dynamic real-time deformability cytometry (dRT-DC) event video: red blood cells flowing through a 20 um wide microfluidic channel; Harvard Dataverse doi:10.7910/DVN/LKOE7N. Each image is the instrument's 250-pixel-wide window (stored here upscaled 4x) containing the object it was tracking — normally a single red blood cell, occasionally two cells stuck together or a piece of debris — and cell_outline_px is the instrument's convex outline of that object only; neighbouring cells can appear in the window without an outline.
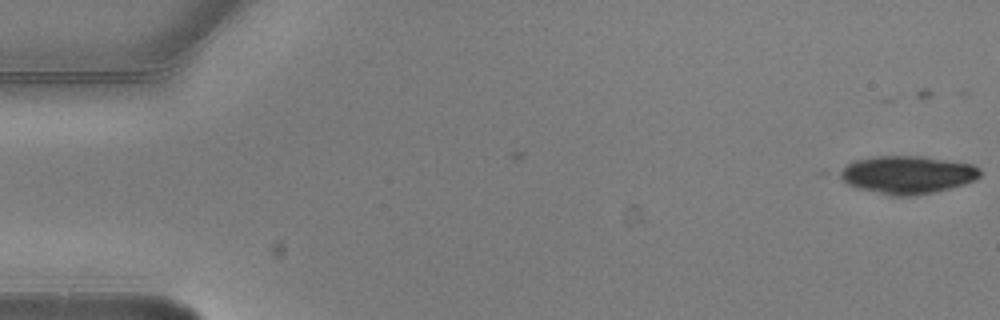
{"species": "common noctule bat (a hibernating species)", "species_latin": "Nyctalus noctula", "temperature_condition": "warm", "stored_images_in_passage": 2, "camera_frame_rate_fps": 3000, "um_per_image_px": 0.085, "animal": {"sex": "male", "body_mass_g": 20.5, "forearm_length_mm": 52.5}, "frame": {"image": 1, "passage_image": 2, "time_ms": 0.333, "image_size_px": [1000, 320], "cell_outline_px": [[980, 176], [976, 180], [964, 184], [936, 192], [916, 196], [892, 196], [856, 188], [848, 184], [836, 172], [852, 160], [876, 156], [924, 156], [972, 164], [980, 168]], "centroid_in_image_um": [77.11, 14.85], "position_along_channel_um": 7.9, "area_um2": 31.33}}